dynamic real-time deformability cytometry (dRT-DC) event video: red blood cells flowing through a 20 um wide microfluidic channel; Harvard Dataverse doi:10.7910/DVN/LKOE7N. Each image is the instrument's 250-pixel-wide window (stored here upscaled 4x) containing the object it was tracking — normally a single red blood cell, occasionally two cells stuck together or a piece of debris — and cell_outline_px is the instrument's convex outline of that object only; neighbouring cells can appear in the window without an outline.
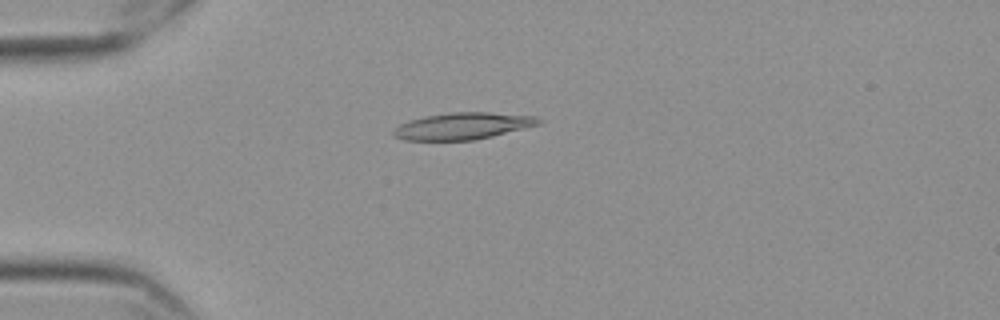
{"species": "Egyptian fruit bat (a non-hibernating species)", "species_latin": "Rousettus aegyptiacus", "temperature_condition": "cold", "stored_images_in_passage": 55, "camera_frame_rate_fps": 3000, "um_per_image_px": 0.085, "frame": {"image": 1, "passage_image": 13, "time_ms": 4.0, "image_size_px": [1000, 320], "cell_outline_px": [[544, 120], [540, 124], [492, 136], [472, 140], [404, 140], [396, 136], [392, 132], [400, 124], [408, 120], [424, 116], [448, 112], [488, 112], [536, 116]], "centroid_in_image_um": [39.35, 10.7], "position_along_channel_um": 45.6, "area_um2": 22.6}}
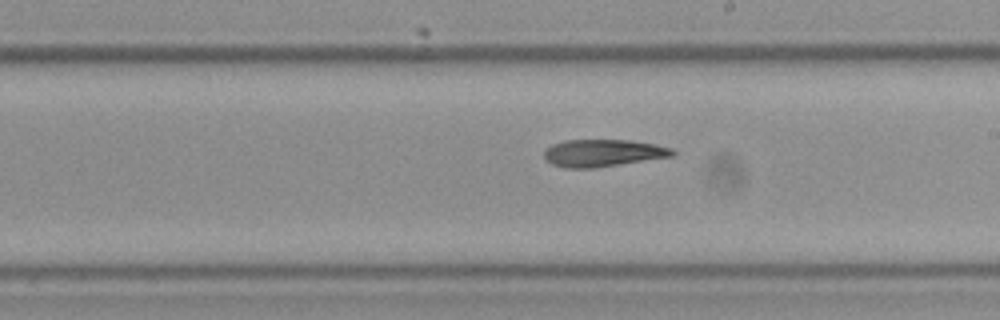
{"frame": {"image": 2, "passage_image": 31, "time_ms": 10.0, "image_size_px": [1000, 320], "cell_outline_px": [[676, 152], [672, 156], [596, 168], [564, 168], [552, 164], [544, 160], [544, 152], [552, 144], [564, 140], [632, 140], [672, 148]], "centroid_in_image_um": [51.22, 13.01], "position_along_channel_um": 237.8, "area_um2": 20.4}}
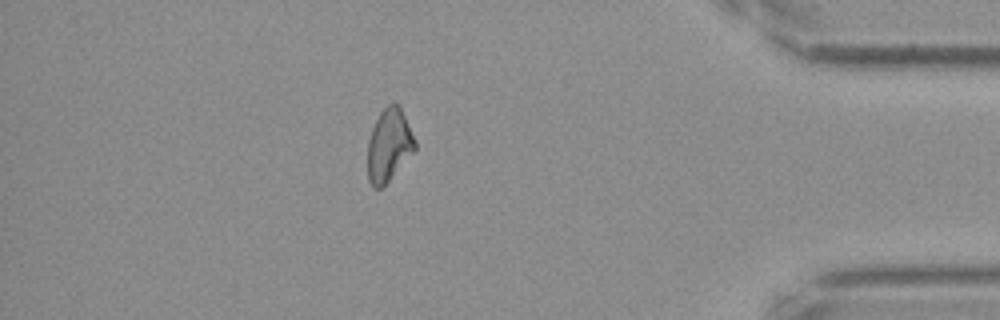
{"frame": {"image": 3, "passage_image": 48, "time_ms": 15.667, "image_size_px": [1000, 320], "cell_outline_px": [[416, 148], [388, 180], [380, 188], [372, 188], [368, 180], [368, 140], [372, 128], [380, 112], [388, 104], [400, 104], [416, 140]], "centroid_in_image_um": [33.06, 12.3], "position_along_channel_um": 402.1, "area_um2": 19.83}}